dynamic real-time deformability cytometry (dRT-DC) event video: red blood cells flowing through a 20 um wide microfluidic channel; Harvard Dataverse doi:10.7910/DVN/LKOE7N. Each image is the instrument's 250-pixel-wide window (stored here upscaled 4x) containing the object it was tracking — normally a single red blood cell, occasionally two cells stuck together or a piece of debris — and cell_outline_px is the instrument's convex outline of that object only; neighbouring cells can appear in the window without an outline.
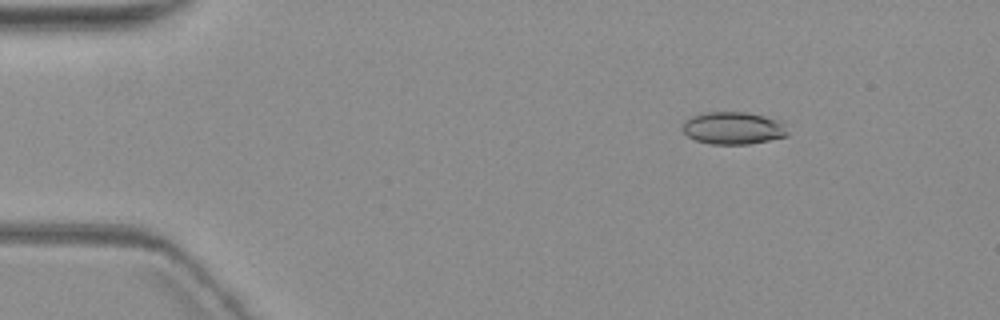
{"species": "common noctule bat (a hibernating species)", "species_latin": "Nyctalus noctula", "temperature_condition": "warm", "stored_images_in_passage": 6, "camera_frame_rate_fps": 3000, "um_per_image_px": 0.085, "animal": {"sex": "female", "body_mass_g": 19.3, "forearm_length_mm": 54.1}, "frame": {"image": 1, "passage_image": 3, "time_ms": 2.333, "image_size_px": [1000, 320], "cell_outline_px": [[788, 136], [748, 144], [712, 144], [696, 140], [688, 136], [680, 128], [684, 120], [692, 116], [704, 112], [744, 112], [764, 116], [780, 120], [784, 124], [788, 132]], "centroid_in_image_um": [62.3, 10.88], "position_along_channel_um": 22.7, "area_um2": 19.94}}
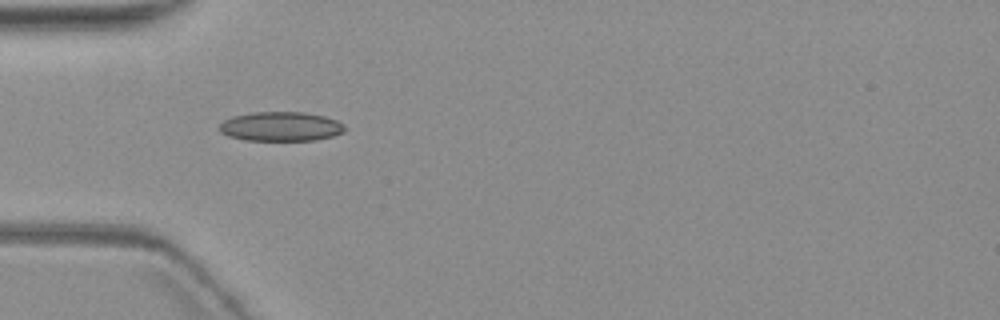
{"frame": {"image": 2, "passage_image": 5, "time_ms": 5.667, "image_size_px": [1000, 320], "cell_outline_px": [[344, 132], [332, 136], [316, 140], [244, 140], [228, 136], [220, 132], [216, 128], [224, 120], [232, 116], [252, 112], [304, 112], [324, 116], [336, 120], [344, 124]], "centroid_in_image_um": [23.83, 10.75], "position_along_channel_um": 61.2, "area_um2": 21.56}}
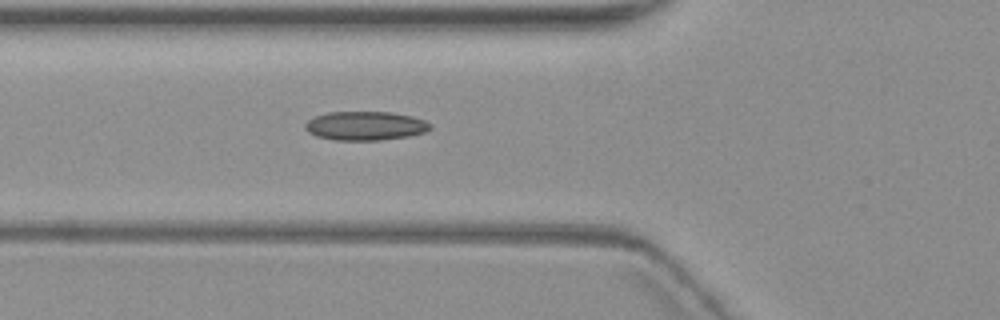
{"frame": {"image": 3, "passage_image": 6, "time_ms": 6.667, "image_size_px": [1000, 320], "cell_outline_px": [[432, 128], [424, 132], [408, 136], [380, 140], [332, 140], [316, 136], [308, 132], [304, 128], [304, 124], [308, 120], [316, 116], [328, 112], [392, 112], [412, 116], [424, 120], [432, 124]], "centroid_in_image_um": [31.04, 10.69], "position_along_channel_um": 94.8, "area_um2": 21.15}}